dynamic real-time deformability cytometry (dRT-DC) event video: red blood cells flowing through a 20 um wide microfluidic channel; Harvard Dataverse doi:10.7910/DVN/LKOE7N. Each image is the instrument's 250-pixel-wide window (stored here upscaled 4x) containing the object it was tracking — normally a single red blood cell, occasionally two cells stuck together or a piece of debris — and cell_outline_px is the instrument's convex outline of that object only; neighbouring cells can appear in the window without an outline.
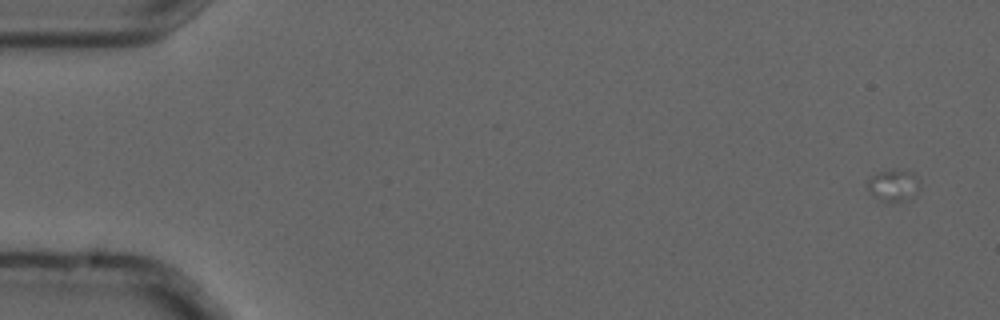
{"species": "common noctule bat (a hibernating species)", "species_latin": "Nyctalus noctula", "temperature_condition": "cold", "stored_images_in_passage": 6, "camera_frame_rate_fps": 3000, "um_per_image_px": 0.085, "animal": {"sex": "male", "forearm_length_mm": 52.5}, "frame": {"image": 1, "passage_image": 2, "time_ms": 0.333, "image_size_px": [1000, 320], "cell_outline_px": [[920, 188], [908, 200], [892, 204], [884, 204], [872, 196], [868, 188], [868, 180], [872, 176], [880, 172], [892, 168], [912, 172], [920, 176]], "centroid_in_image_um": [75.98, 15.79], "position_along_channel_um": 9.0, "area_um2": 10.29}}